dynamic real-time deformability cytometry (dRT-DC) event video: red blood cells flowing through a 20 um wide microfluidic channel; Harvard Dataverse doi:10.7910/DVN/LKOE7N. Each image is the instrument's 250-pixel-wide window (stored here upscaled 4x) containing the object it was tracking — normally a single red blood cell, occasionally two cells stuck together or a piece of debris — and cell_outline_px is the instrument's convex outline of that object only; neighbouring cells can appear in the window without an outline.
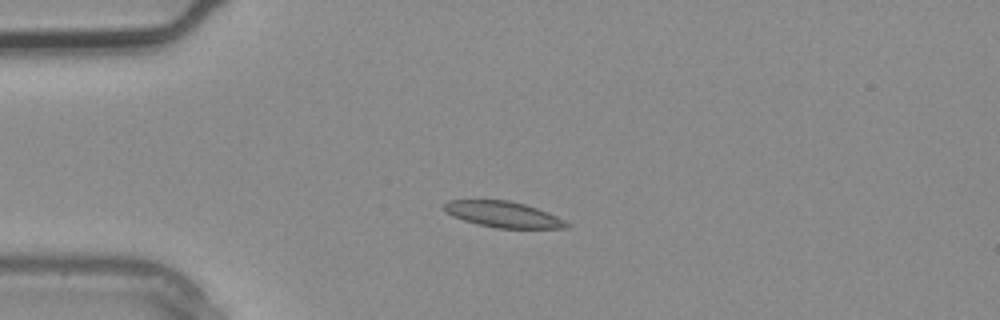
{"species": "common noctule bat (a hibernating species)", "species_latin": "Nyctalus noctula", "temperature_condition": "warm", "stored_images_in_passage": 5, "camera_frame_rate_fps": 3000, "um_per_image_px": 0.085, "animal": {"sex": "male", "body_mass_g": 20.4}, "frame": {"image": 1, "passage_image": 1, "time_ms": 0.0, "image_size_px": [1000, 320], "cell_outline_px": [[568, 228], [496, 228], [476, 224], [452, 216], [444, 208], [444, 204], [448, 200], [508, 200], [524, 204], [548, 212], [564, 220], [568, 224]], "centroid_in_image_um": [42.76, 18.22], "position_along_channel_um": 42.2, "area_um2": 18.32}}
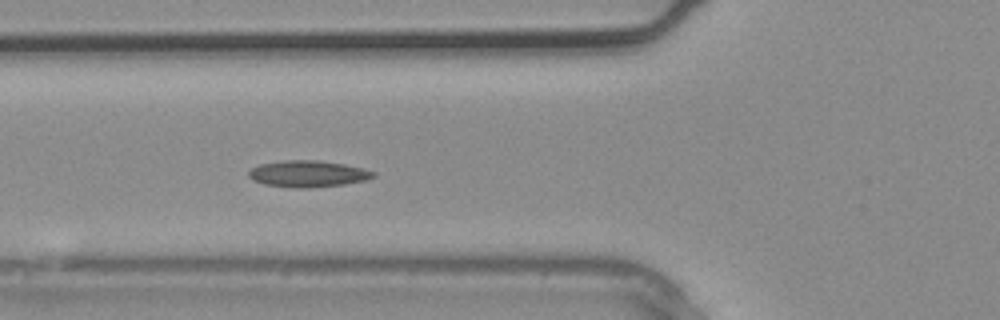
{"frame": {"image": 2, "passage_image": 5, "time_ms": 1.333, "image_size_px": [1000, 320], "cell_outline_px": [[376, 176], [364, 180], [344, 184], [308, 188], [300, 188], [264, 184], [252, 180], [248, 176], [248, 172], [252, 168], [260, 164], [284, 160], [320, 160], [344, 164], [364, 168], [376, 172]], "centroid_in_image_um": [26.18, 14.76], "position_along_channel_um": 99.6, "area_um2": 19.25}}